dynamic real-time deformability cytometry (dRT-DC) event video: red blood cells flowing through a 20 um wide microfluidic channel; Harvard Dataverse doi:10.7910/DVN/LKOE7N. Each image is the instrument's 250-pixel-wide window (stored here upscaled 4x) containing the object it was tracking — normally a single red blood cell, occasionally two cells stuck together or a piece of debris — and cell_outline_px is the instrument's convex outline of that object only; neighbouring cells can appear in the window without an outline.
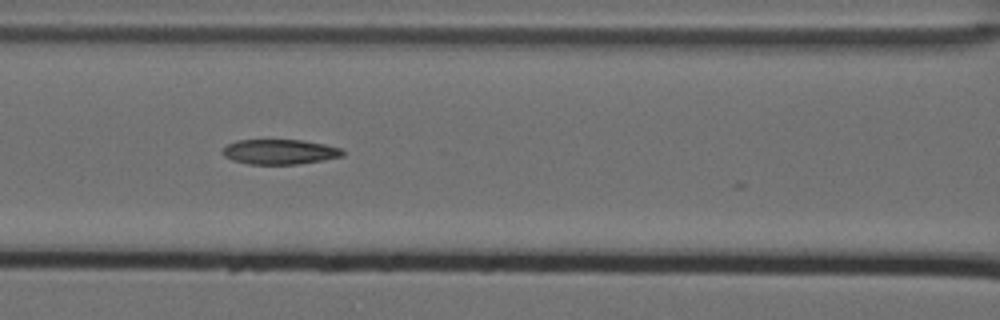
{"species": "Egyptian fruit bat (a non-hibernating species)", "species_latin": "Rousettus aegyptiacus", "temperature_condition": "cold", "stored_images_in_passage": 10, "camera_frame_rate_fps": 3000, "um_per_image_px": 0.085, "animal": {"sex": "female"}, "frame": {"image": 1, "passage_image": 6, "time_ms": 1.667, "image_size_px": [1000, 320], "cell_outline_px": [[344, 156], [324, 160], [296, 164], [248, 164], [232, 160], [224, 156], [220, 152], [228, 144], [236, 140], [300, 140], [324, 144], [344, 148]], "centroid_in_image_um": [23.79, 12.9], "position_along_channel_um": 142.8, "area_um2": 17.57}}
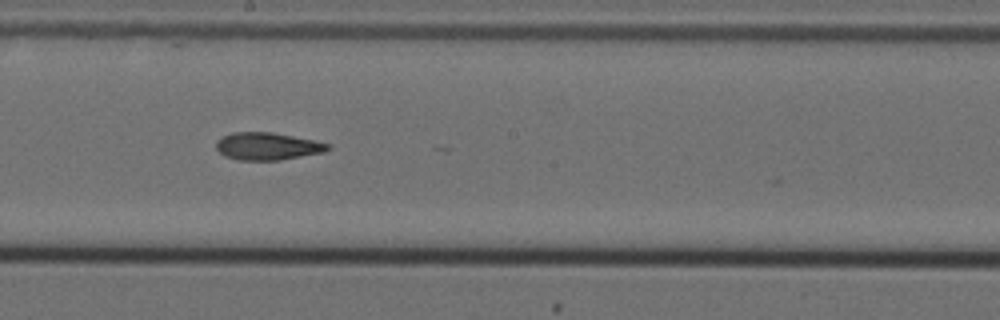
{"frame": {"image": 2, "passage_image": 8, "time_ms": 2.333, "image_size_px": [1000, 320], "cell_outline_px": [[332, 148], [324, 152], [280, 160], [240, 160], [224, 156], [216, 148], [216, 140], [232, 132], [272, 132], [312, 140], [328, 144]], "centroid_in_image_um": [22.71, 12.43], "position_along_channel_um": 225.5, "area_um2": 17.74}}
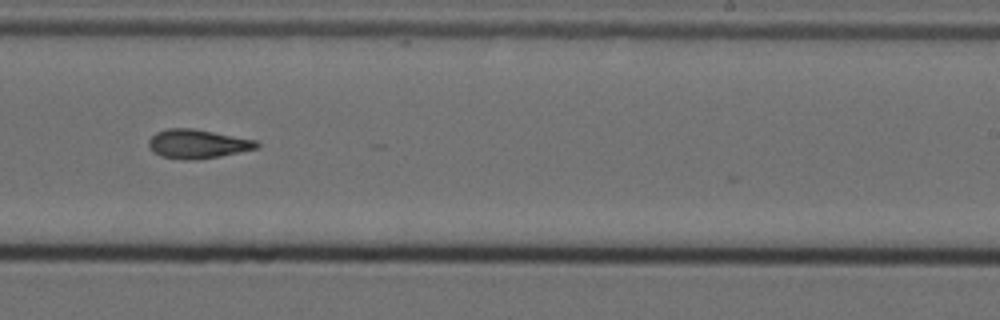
{"frame": {"image": 3, "passage_image": 9, "time_ms": 2.667, "image_size_px": [1000, 320], "cell_outline_px": [[260, 144], [256, 148], [220, 156], [192, 160], [184, 160], [160, 156], [152, 152], [148, 144], [148, 140], [156, 132], [168, 128], [192, 128], [256, 140]], "centroid_in_image_um": [16.74, 12.23], "position_along_channel_um": 272.3, "area_um2": 18.15}}